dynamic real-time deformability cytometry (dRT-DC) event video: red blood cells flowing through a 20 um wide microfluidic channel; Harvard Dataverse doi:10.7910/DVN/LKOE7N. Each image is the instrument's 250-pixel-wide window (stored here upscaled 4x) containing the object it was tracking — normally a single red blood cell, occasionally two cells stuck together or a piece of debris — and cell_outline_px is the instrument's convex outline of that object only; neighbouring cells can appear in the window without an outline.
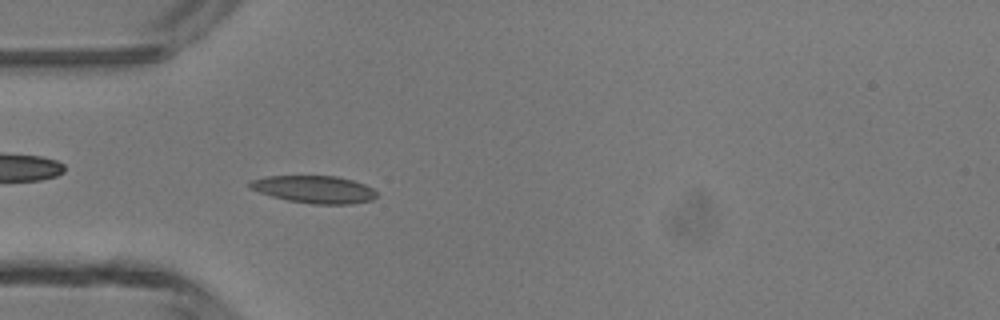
{"species": "common noctule bat (a hibernating species)", "species_latin": "Nyctalus noctula", "temperature_condition": "room temperature", "stored_images_in_passage": 5, "camera_frame_rate_fps": 3000, "um_per_image_px": 0.085, "animal": {"sex": "male", "body_mass_g": 13.3}, "frame": {"image": 1, "passage_image": 5, "time_ms": 4.667, "image_size_px": [1000, 320], "cell_outline_px": [[376, 196], [372, 200], [352, 204], [312, 204], [288, 200], [272, 196], [248, 188], [248, 184], [252, 180], [264, 176], [336, 176], [352, 180], [364, 184], [372, 188], [376, 192]], "centroid_in_image_um": [26.7, 16.1], "position_along_channel_um": 58.3, "area_um2": 20.23}}